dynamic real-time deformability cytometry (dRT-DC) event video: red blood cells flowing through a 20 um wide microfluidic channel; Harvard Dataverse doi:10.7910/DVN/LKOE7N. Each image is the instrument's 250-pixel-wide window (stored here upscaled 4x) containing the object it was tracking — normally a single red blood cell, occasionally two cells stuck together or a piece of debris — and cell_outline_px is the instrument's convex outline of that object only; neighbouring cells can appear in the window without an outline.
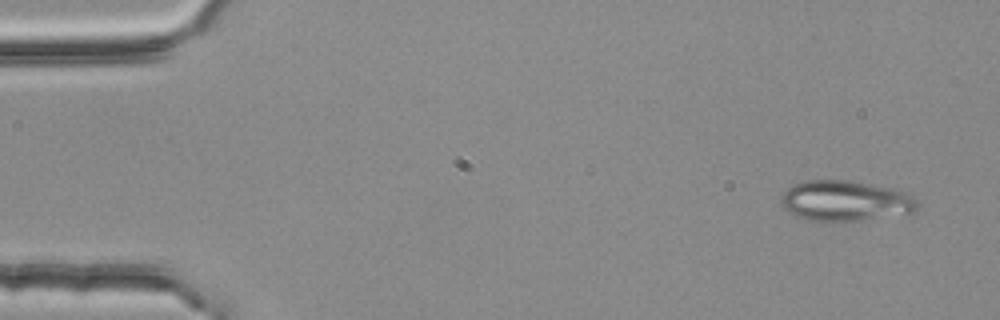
{"species": "common noctule bat (a hibernating species)", "species_latin": "Nyctalus noctula", "temperature_condition": "room temperature", "stored_images_in_passage": 3, "camera_frame_rate_fps": 3000, "um_per_image_px": 0.085, "animal": {"sex": "female", "body_mass_g": 25.1}, "frame": {"image": 1, "passage_image": 1, "time_ms": 0.0, "image_size_px": [1000, 320], "cell_outline_px": [[920, 204], [912, 212], [860, 220], [808, 220], [796, 216], [788, 212], [780, 204], [780, 196], [792, 184], [804, 180], [852, 180], [892, 188], [904, 192], [912, 196]], "centroid_in_image_um": [71.8, 17.04], "position_along_channel_um": 13.2, "area_um2": 32.02}}